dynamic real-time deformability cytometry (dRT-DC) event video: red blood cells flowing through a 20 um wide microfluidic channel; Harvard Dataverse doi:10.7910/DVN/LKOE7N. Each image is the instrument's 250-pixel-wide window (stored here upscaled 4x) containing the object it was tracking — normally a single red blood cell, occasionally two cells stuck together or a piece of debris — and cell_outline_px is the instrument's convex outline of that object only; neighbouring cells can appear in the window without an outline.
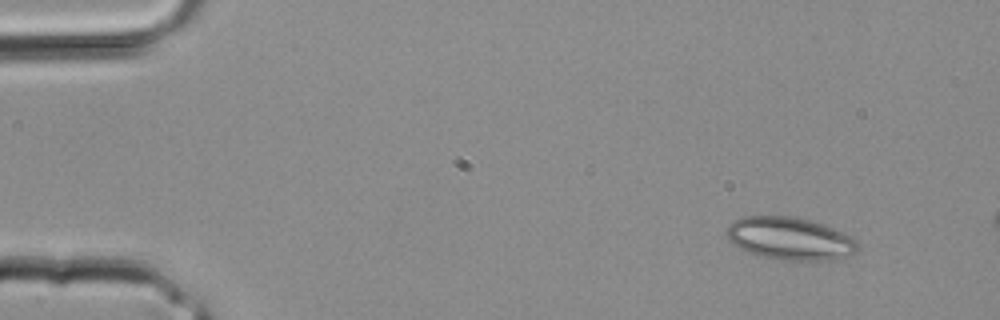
{"species": "common noctule bat (a hibernating species)", "species_latin": "Nyctalus noctula", "temperature_condition": "room temperature", "stored_images_in_passage": 3, "camera_frame_rate_fps": 3000, "um_per_image_px": 0.085, "animal": {"sex": "male", "body_mass_g": 20.4}, "frame": {"image": 1, "passage_image": 1, "time_ms": 0.0, "image_size_px": [1000, 320], "cell_outline_px": [[860, 248], [856, 252], [832, 260], [780, 260], [748, 252], [732, 244], [728, 240], [728, 224], [732, 220], [744, 216], [788, 216], [808, 220], [824, 224], [852, 236], [860, 244]], "centroid_in_image_um": [67.16, 20.27], "position_along_channel_um": 17.8, "area_um2": 32.6}}